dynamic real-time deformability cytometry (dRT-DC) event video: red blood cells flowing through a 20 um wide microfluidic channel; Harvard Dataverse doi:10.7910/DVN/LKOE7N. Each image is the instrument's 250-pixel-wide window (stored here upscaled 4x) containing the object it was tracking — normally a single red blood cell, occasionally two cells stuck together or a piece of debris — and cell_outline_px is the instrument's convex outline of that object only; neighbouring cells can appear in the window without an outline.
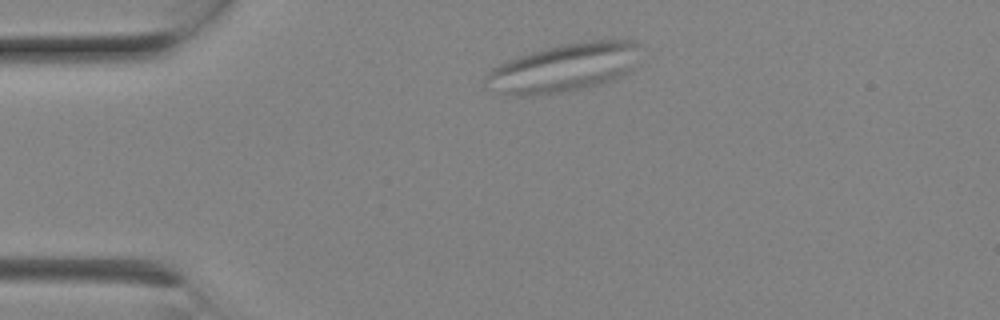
{"species": "Egyptian fruit bat (a non-hibernating species)", "species_latin": "Rousettus aegyptiacus", "temperature_condition": "room temperature", "stored_images_in_passage": 4, "camera_frame_rate_fps": 3000, "um_per_image_px": 0.085, "animal": {"sex": "female"}, "frame": {"image": 1, "passage_image": 1, "time_ms": 0.0, "image_size_px": [1000, 320], "cell_outline_px": [[636, 44], [628, 72], [624, 76], [604, 84], [588, 88], [568, 92], [524, 96], [516, 96], [484, 88], [484, 76], [492, 68], [508, 60], [532, 52], [560, 44], [580, 40], [612, 36], [636, 40]], "centroid_in_image_um": [47.9, 5.74], "position_along_channel_um": 37.1, "area_um2": 44.27}}
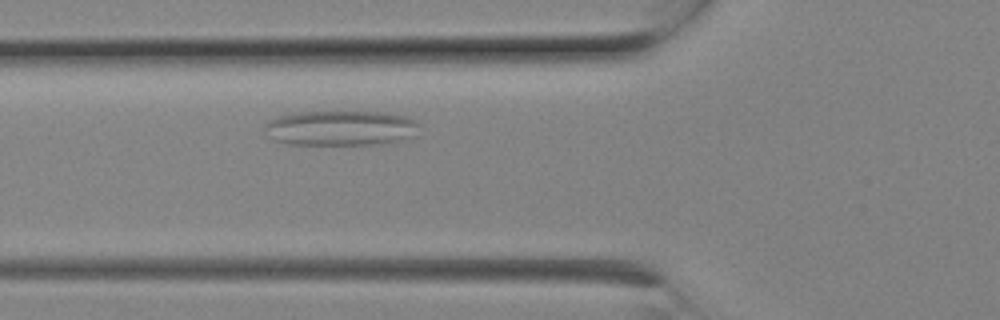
{"frame": {"image": 2, "passage_image": 4, "time_ms": 1.0, "image_size_px": [1000, 320], "cell_outline_px": [[420, 124], [412, 136], [400, 140], [372, 144], [288, 144], [272, 140], [264, 124], [268, 120], [280, 116], [300, 112], [388, 112], [408, 116], [416, 120]], "centroid_in_image_um": [28.97, 10.87], "position_along_channel_um": 96.8, "area_um2": 31.39}}